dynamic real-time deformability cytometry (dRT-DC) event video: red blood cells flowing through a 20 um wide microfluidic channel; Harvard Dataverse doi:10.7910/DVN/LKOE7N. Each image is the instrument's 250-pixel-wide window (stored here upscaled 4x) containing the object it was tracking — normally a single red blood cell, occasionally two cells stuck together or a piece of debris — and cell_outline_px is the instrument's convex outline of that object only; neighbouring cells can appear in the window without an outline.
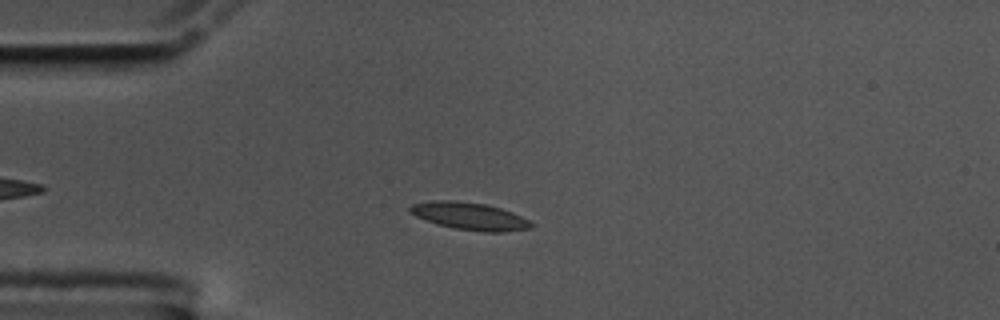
{"species": "common noctule bat (a hibernating species)", "species_latin": "Nyctalus noctula", "temperature_condition": "cold", "stored_images_in_passage": 46, "camera_frame_rate_fps": 3000, "um_per_image_px": 0.085, "animal": {"sex": "male", "body_mass_g": 17.5, "forearm_length_mm": 52.3}, "frame": {"image": 1, "passage_image": 12, "time_ms": 3.667, "image_size_px": [1000, 320], "cell_outline_px": [[536, 224], [532, 228], [504, 232], [484, 232], [456, 228], [436, 224], [416, 216], [408, 212], [408, 208], [412, 204], [432, 200], [452, 200], [488, 204], [512, 212]], "centroid_in_image_um": [39.92, 18.37], "position_along_channel_um": 45.1, "area_um2": 19.48}}
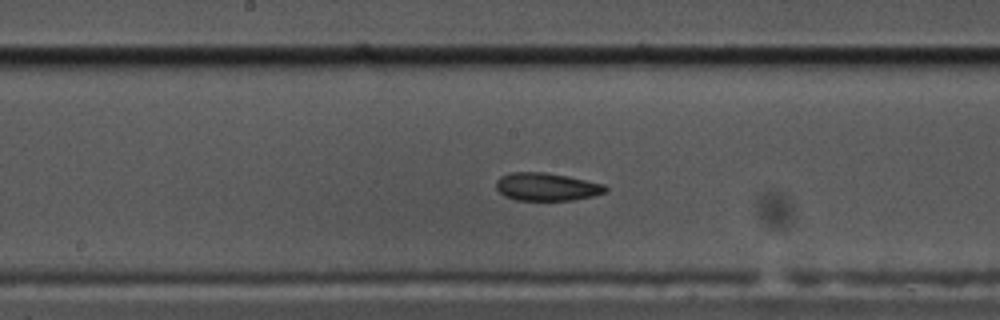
{"frame": {"image": 2, "passage_image": 27, "time_ms": 8.667, "image_size_px": [1000, 320], "cell_outline_px": [[608, 192], [592, 196], [572, 200], [516, 200], [504, 196], [496, 188], [496, 180], [500, 176], [512, 172], [544, 172], [568, 176], [604, 184], [608, 188]], "centroid_in_image_um": [46.47, 15.87], "position_along_channel_um": 201.7, "area_um2": 17.86}}
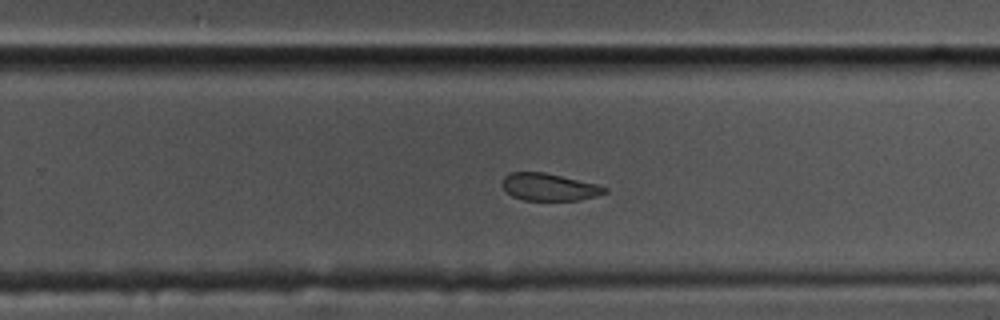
{"frame": {"image": 3, "passage_image": 34, "time_ms": 11.0, "image_size_px": [1000, 320], "cell_outline_px": [[608, 192], [596, 196], [580, 200], [524, 200], [512, 196], [500, 184], [500, 180], [508, 172], [544, 172], [596, 184], [608, 188]], "centroid_in_image_um": [46.64, 15.89], "position_along_channel_um": 283.2, "area_um2": 16.36}, "authors_computed_cell_mechanics": {"area_um2": 18.0625, "velocity_mm_per_s": 3.4867, "shape_relaxation_time_tau1_ms": null, "shape_relaxation_time_tau2_ms": 3.4647, "deformation_change_tau1": null, "deformation_change_tau2": 0.0874}}